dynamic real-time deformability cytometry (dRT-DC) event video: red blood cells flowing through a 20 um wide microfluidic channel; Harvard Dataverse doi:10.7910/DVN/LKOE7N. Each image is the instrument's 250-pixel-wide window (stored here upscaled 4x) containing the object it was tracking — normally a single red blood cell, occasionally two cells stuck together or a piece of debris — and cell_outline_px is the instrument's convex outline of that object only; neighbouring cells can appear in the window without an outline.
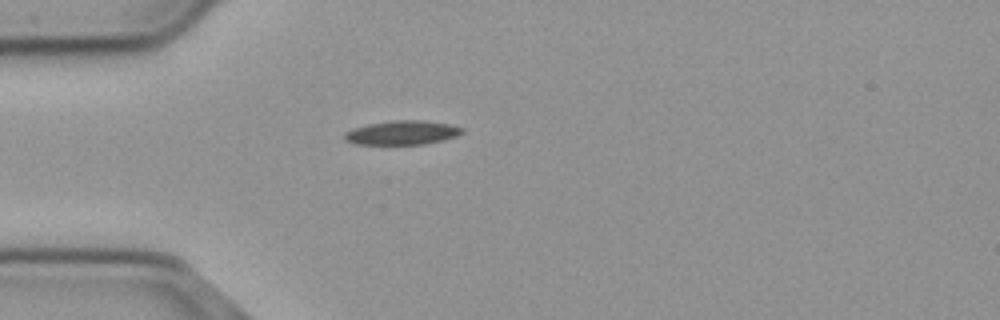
{"species": "common noctule bat (a hibernating species)", "species_latin": "Nyctalus noctula", "temperature_condition": "cold", "stored_images_in_passage": 39, "camera_frame_rate_fps": 3000, "um_per_image_px": 0.085, "animal": {"sex": "male", "body_mass_g": 23.1, "forearm_length_mm": 52.7}, "frame": {"image": 1, "passage_image": 1, "time_ms": 0.0, "image_size_px": [1000, 320], "cell_outline_px": [[464, 132], [456, 136], [444, 140], [424, 144], [356, 144], [344, 140], [344, 132], [352, 128], [368, 124], [392, 120], [424, 120], [448, 124], [464, 128]], "centroid_in_image_um": [34.17, 11.27], "position_along_channel_um": 50.8, "area_um2": 16.59}}
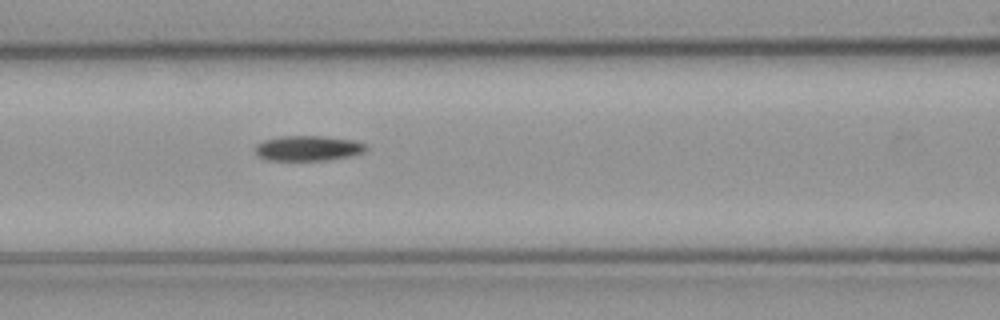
{"frame": {"image": 2, "passage_image": 9, "time_ms": 2.667, "image_size_px": [1000, 320], "cell_outline_px": [[368, 148], [364, 152], [352, 156], [324, 160], [268, 160], [260, 156], [256, 152], [256, 144], [264, 140], [280, 136], [324, 136], [356, 140], [364, 144]], "centroid_in_image_um": [26.22, 12.59], "position_along_channel_um": 140.4, "area_um2": 16.24}}
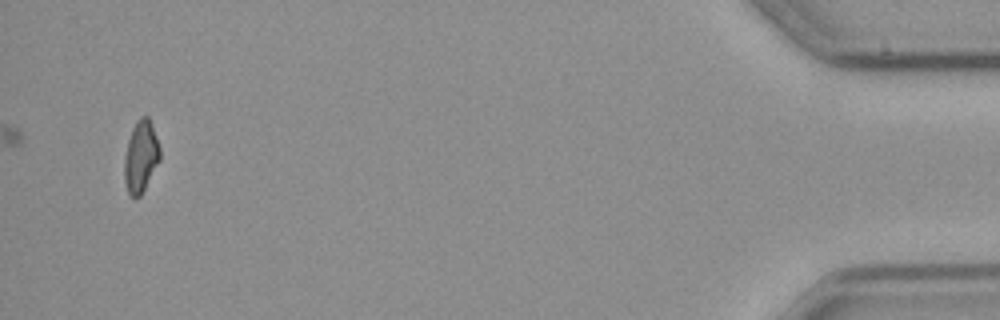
{"frame": {"image": 3, "passage_image": 39, "time_ms": 12.667, "image_size_px": [1000, 320], "cell_outline_px": [[160, 160], [140, 196], [132, 196], [128, 192], [124, 180], [124, 156], [128, 140], [132, 128], [136, 120], [140, 116], [148, 116], [152, 124], [160, 148]], "centroid_in_image_um": [11.96, 13.27], "position_along_channel_um": 423.2, "area_um2": 14.85}}